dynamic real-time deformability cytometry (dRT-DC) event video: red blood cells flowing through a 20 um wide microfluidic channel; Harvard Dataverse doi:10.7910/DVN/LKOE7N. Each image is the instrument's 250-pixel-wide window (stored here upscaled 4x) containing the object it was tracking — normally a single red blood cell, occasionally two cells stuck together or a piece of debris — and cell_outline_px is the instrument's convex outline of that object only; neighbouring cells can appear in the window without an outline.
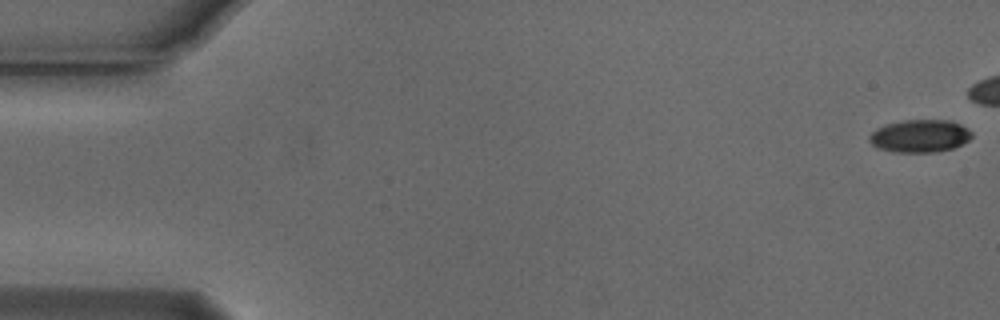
{"species": "Egyptian fruit bat (a non-hibernating species)", "species_latin": "Rousettus aegyptiacus", "temperature_condition": "cold", "stored_images_in_passage": 10, "camera_frame_rate_fps": 3000, "um_per_image_px": 0.085, "animal": {"sex": "male"}, "frame": {"image": 1, "passage_image": 1, "time_ms": 0.0, "image_size_px": [1000, 320], "cell_outline_px": [[972, 136], [968, 140], [952, 148], [936, 152], [896, 152], [880, 148], [872, 144], [868, 140], [868, 136], [876, 128], [888, 124], [904, 120], [952, 120], [960, 124], [972, 132]], "centroid_in_image_um": [78.18, 11.55], "position_along_channel_um": 6.8, "area_um2": 19.36}}